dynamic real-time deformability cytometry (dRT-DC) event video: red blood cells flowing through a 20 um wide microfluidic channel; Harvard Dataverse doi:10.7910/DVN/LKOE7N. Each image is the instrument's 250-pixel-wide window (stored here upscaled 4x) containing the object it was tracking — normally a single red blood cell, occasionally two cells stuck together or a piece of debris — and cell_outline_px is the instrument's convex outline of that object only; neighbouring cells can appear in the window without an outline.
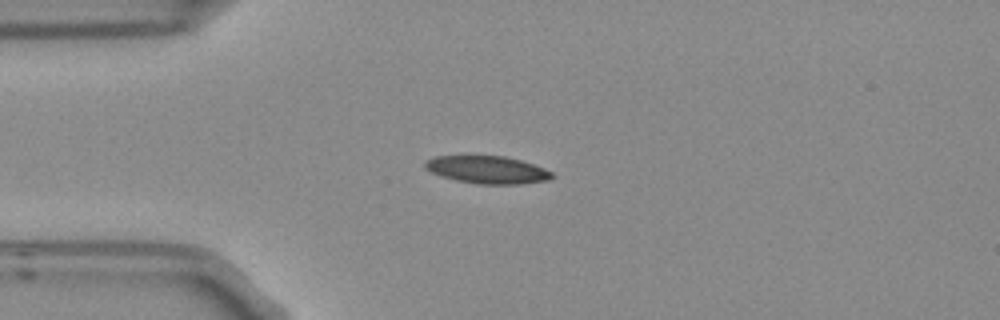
{"species": "Egyptian fruit bat (a non-hibernating species)", "species_latin": "Rousettus aegyptiacus", "temperature_condition": "room temperature", "stored_images_in_passage": 2, "camera_frame_rate_fps": 3000, "um_per_image_px": 0.085, "frame": {"image": 1, "passage_image": 1, "time_ms": 0.0, "image_size_px": [1000, 320], "cell_outline_px": [[556, 176], [548, 180], [524, 184], [476, 184], [456, 180], [440, 176], [424, 168], [424, 160], [432, 156], [468, 152], [504, 156], [520, 160], [544, 168], [552, 172]], "centroid_in_image_um": [41.33, 14.37], "position_along_channel_um": 43.7, "area_um2": 21.62}}
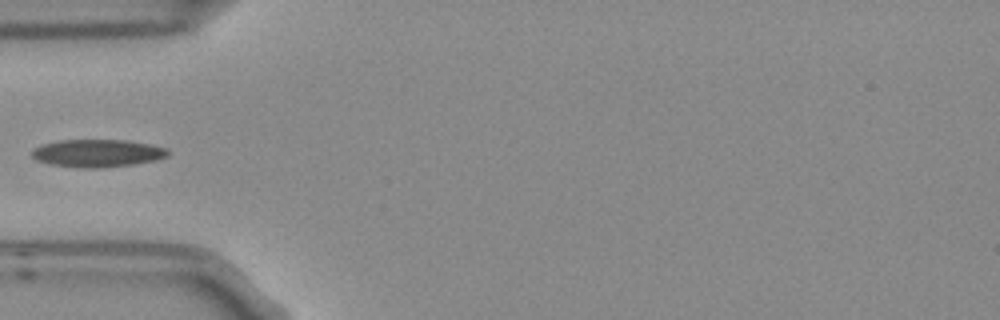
{"frame": {"image": 2, "passage_image": 2, "time_ms": 0.333, "image_size_px": [1000, 320], "cell_outline_px": [[172, 152], [168, 156], [156, 160], [136, 164], [100, 168], [76, 168], [52, 164], [36, 160], [32, 156], [32, 148], [44, 144], [60, 140], [124, 140], [148, 144], [168, 148]], "centroid_in_image_um": [8.32, 13.03], "position_along_channel_um": 76.7, "area_um2": 22.08}}